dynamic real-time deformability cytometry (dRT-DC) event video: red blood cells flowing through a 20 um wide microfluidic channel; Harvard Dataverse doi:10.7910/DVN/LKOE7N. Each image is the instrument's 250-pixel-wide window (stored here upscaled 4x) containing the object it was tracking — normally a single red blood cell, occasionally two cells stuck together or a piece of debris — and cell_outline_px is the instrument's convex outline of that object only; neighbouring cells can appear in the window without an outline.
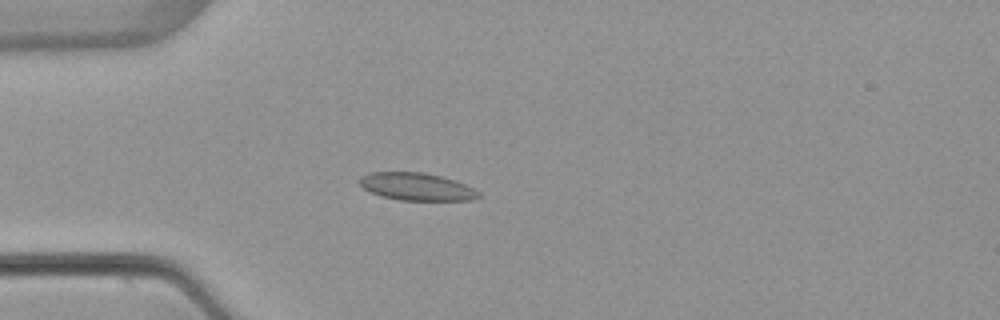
{"species": "common noctule bat (a hibernating species)", "species_latin": "Nyctalus noctula", "temperature_condition": "warm", "stored_images_in_passage": 5, "camera_frame_rate_fps": 3000, "um_per_image_px": 0.085, "animal": {"sex": "female", "body_mass_g": 22.7, "forearm_length_mm": 54.2}, "frame": {"image": 1, "passage_image": 5, "time_ms": 4.667, "image_size_px": [1000, 320], "cell_outline_px": [[480, 196], [472, 200], [400, 200], [380, 196], [364, 188], [356, 180], [360, 176], [372, 172], [424, 172], [444, 176], [456, 180], [480, 192]], "centroid_in_image_um": [35.4, 15.85], "position_along_channel_um": 49.6, "area_um2": 19.25}}